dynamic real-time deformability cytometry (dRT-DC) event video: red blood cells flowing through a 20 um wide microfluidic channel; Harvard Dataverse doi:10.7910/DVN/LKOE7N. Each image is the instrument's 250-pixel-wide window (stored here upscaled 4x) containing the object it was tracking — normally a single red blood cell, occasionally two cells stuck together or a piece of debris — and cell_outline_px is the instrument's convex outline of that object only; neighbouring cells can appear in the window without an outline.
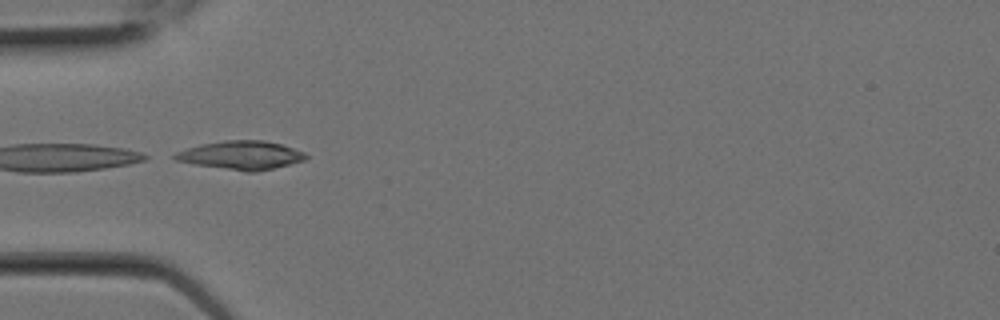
{"species": "Egyptian fruit bat (a non-hibernating species)", "species_latin": "Rousettus aegyptiacus", "temperature_condition": "room temperature", "stored_images_in_passage": 2, "camera_frame_rate_fps": 3000, "um_per_image_px": 0.085, "animal": {"sex": "female"}, "frame": {"image": 1, "passage_image": 1, "time_ms": 0.0, "image_size_px": [1000, 320], "cell_outline_px": [[308, 156], [304, 160], [256, 172], [244, 172], [196, 164], [176, 160], [172, 156], [176, 152], [200, 144], [224, 140], [264, 140], [280, 144], [304, 152]], "centroid_in_image_um": [20.48, 13.19], "position_along_channel_um": 64.5, "area_um2": 21.56}}